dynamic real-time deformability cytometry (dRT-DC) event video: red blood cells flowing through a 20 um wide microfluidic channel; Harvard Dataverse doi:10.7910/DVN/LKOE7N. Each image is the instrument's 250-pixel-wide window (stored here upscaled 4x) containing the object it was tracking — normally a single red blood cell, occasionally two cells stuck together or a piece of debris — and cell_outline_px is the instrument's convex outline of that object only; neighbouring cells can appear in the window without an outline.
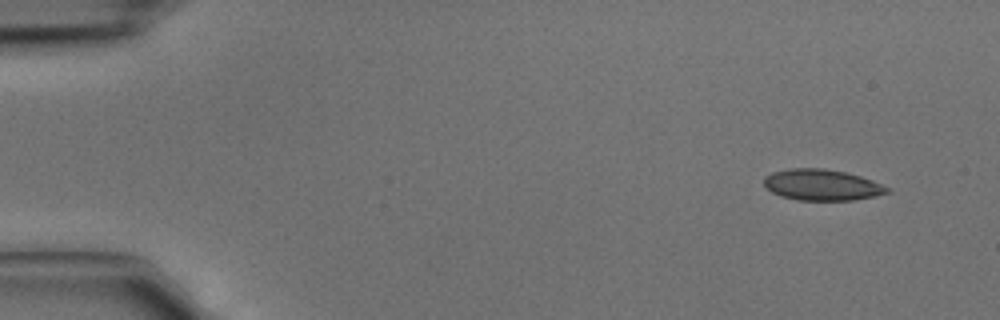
{"species": "common noctule bat (a hibernating species)", "species_latin": "Nyctalus noctula", "temperature_condition": "cold", "stored_images_in_passage": 4, "camera_frame_rate_fps": 3000, "um_per_image_px": 0.085, "animal": {"sex": "male", "body_mass_g": 15.6}, "frame": {"image": 1, "passage_image": 1, "time_ms": 0.0, "image_size_px": [1000, 320], "cell_outline_px": [[892, 192], [876, 196], [852, 200], [796, 200], [780, 196], [772, 192], [764, 184], [764, 176], [772, 172], [792, 168], [824, 168], [844, 172], [860, 176], [872, 180], [892, 188]], "centroid_in_image_um": [69.9, 15.72], "position_along_channel_um": 15.1, "area_um2": 22.48}}
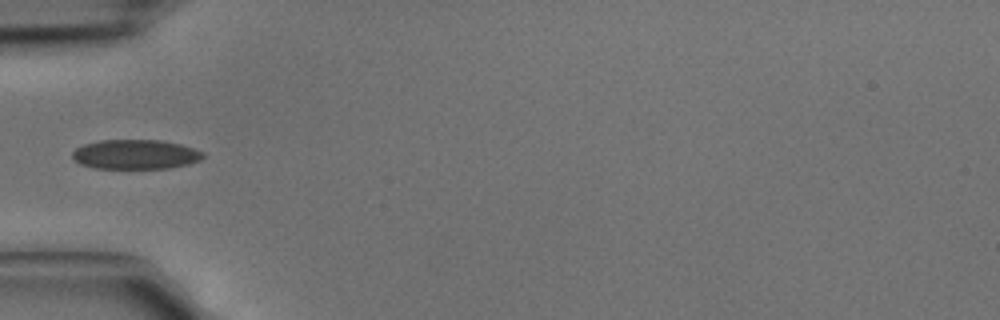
{"frame": {"image": 2, "passage_image": 4, "time_ms": 1.0, "image_size_px": [1000, 320], "cell_outline_px": [[204, 156], [200, 160], [188, 164], [168, 168], [96, 168], [80, 164], [72, 156], [72, 152], [76, 148], [84, 144], [100, 140], [160, 140], [180, 144], [204, 152]], "centroid_in_image_um": [11.51, 13.12], "position_along_channel_um": 73.5, "area_um2": 22.37}}